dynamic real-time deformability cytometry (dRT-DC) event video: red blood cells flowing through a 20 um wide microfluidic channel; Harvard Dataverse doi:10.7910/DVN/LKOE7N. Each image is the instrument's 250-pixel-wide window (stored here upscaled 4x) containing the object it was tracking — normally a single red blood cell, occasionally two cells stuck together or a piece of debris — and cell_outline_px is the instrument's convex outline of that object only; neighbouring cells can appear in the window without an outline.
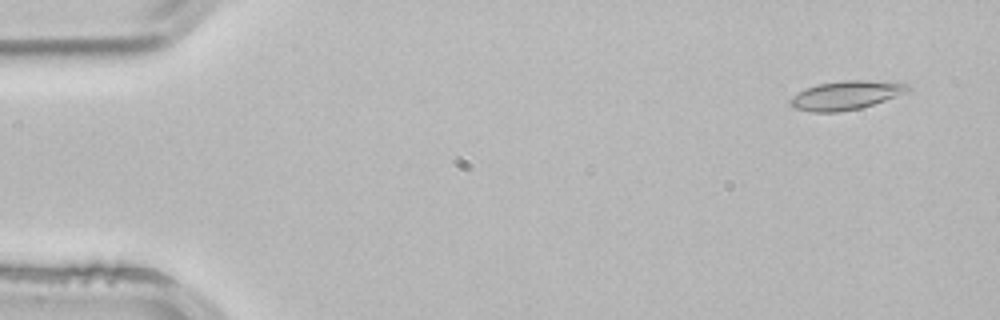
{"species": "common noctule bat (a hibernating species)", "species_latin": "Nyctalus noctula", "temperature_condition": "room temperature", "stored_images_in_passage": 3, "camera_frame_rate_fps": 3000, "um_per_image_px": 0.085, "animal": {"sex": "male", "body_mass_g": 21.5, "forearm_length_mm": 52.0}, "frame": {"image": 1, "passage_image": 1, "time_ms": 0.0, "image_size_px": [1000, 320], "cell_outline_px": [[912, 88], [908, 92], [860, 108], [836, 112], [812, 112], [792, 108], [788, 104], [788, 100], [792, 96], [808, 88], [820, 84], [840, 80], [864, 80], [908, 84]], "centroid_in_image_um": [71.87, 8.1], "position_along_channel_um": 13.1, "area_um2": 19.54}}